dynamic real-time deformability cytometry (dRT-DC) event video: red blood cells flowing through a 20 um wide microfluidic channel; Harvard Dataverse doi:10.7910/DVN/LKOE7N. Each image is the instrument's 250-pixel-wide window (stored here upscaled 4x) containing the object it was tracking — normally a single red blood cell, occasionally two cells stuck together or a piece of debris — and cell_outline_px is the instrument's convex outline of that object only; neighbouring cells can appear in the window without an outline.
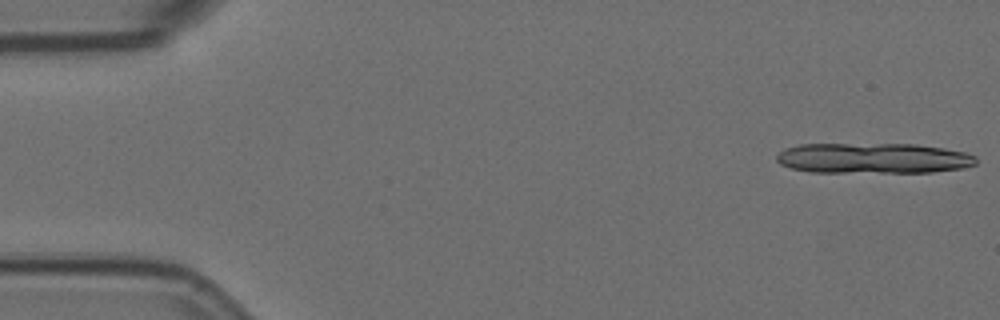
{"species": "Egyptian fruit bat (a non-hibernating species)", "species_latin": "Rousettus aegyptiacus", "temperature_condition": "room temperature", "stored_images_in_passage": 2, "camera_frame_rate_fps": 3000, "um_per_image_px": 0.085, "animal": {"sex": "female"}, "frame": {"image": 1, "passage_image": 1, "time_ms": 0.0, "image_size_px": [1000, 320], "cell_outline_px": [[976, 164], [960, 168], [932, 172], [812, 172], [792, 168], [780, 164], [776, 160], [776, 156], [784, 148], [800, 144], [916, 144], [944, 148], [964, 152], [976, 156]], "centroid_in_image_um": [74.21, 13.44], "position_along_channel_um": 10.8, "area_um2": 35.43}}